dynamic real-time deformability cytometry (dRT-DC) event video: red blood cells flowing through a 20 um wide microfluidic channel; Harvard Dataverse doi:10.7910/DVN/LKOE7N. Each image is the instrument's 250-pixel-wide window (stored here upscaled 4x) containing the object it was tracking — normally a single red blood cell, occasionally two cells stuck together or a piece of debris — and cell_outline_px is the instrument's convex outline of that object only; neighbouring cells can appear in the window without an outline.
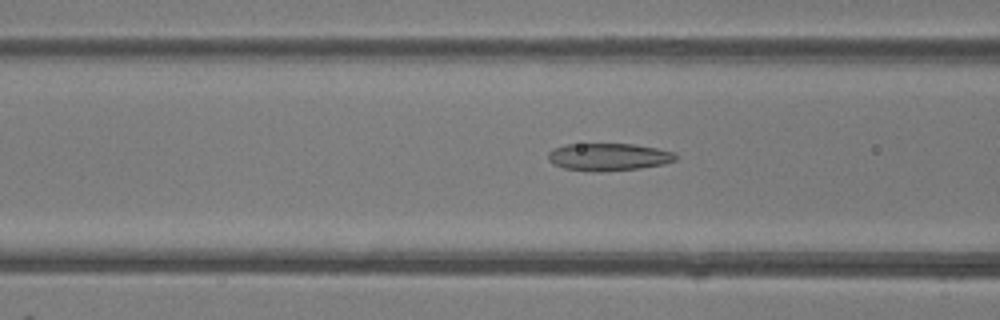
{"species": "common noctule bat (a hibernating species)", "species_latin": "Nyctalus noctula", "temperature_condition": "room temperature", "stored_images_in_passage": 49, "camera_frame_rate_fps": 3000, "um_per_image_px": 0.085, "animal": {"sex": "female"}, "frame": {"image": 1, "passage_image": 19, "time_ms": 6.0, "image_size_px": [1000, 320], "cell_outline_px": [[676, 160], [664, 164], [640, 168], [600, 172], [596, 172], [564, 168], [552, 164], [548, 160], [548, 152], [552, 148], [568, 144], [632, 144], [656, 148], [676, 152]], "centroid_in_image_um": [51.71, 13.34], "position_along_channel_um": 114.9, "area_um2": 20.52}}
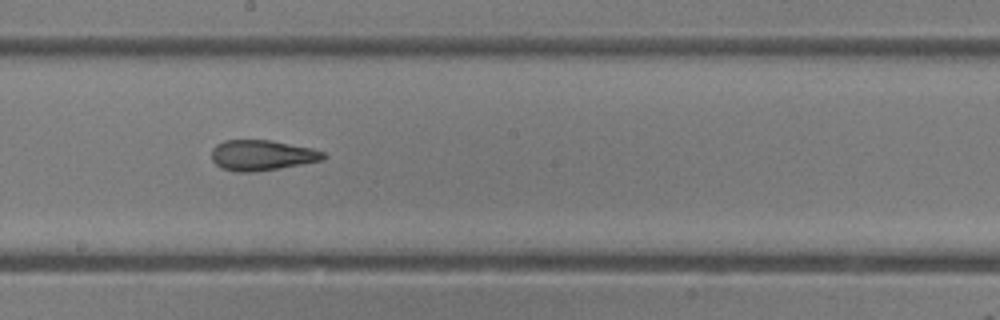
{"frame": {"image": 2, "passage_image": 27, "time_ms": 8.667, "image_size_px": [1000, 320], "cell_outline_px": [[328, 156], [324, 160], [280, 168], [252, 172], [236, 172], [220, 168], [212, 160], [212, 148], [216, 144], [224, 140], [272, 140], [312, 148], [324, 152]], "centroid_in_image_um": [22.27, 13.19], "position_along_channel_um": 225.9, "area_um2": 20.06}}
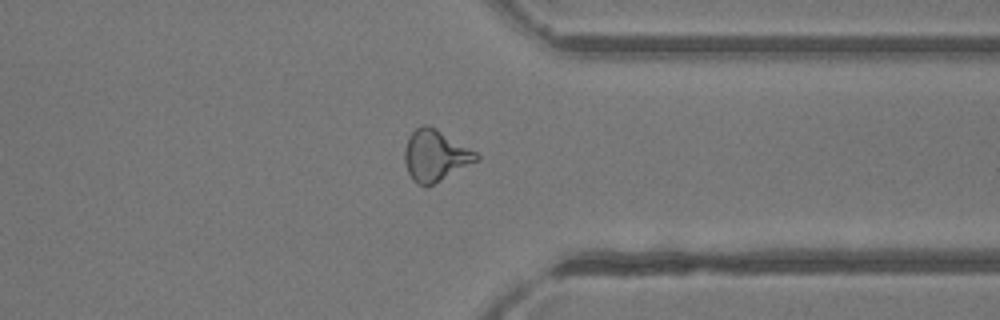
{"frame": {"image": 3, "passage_image": 38, "time_ms": 12.333, "image_size_px": [1000, 320], "cell_outline_px": [[480, 160], [424, 188], [416, 184], [412, 180], [408, 172], [404, 160], [404, 148], [408, 136], [420, 124], [428, 124], [436, 128], [476, 152], [480, 156]], "centroid_in_image_um": [36.97, 13.22], "position_along_channel_um": 374.4, "area_um2": 21.56}, "authors_computed_cell_mechanics": {"area_um2": 21.5594, "velocity_mm_per_s": 4.1427, "shape_relaxation_time_tau1_ms": null, "shape_relaxation_time_tau2_ms": 2.1275, "deformation_change_tau1": null, "deformation_change_tau2": 0.0984}}